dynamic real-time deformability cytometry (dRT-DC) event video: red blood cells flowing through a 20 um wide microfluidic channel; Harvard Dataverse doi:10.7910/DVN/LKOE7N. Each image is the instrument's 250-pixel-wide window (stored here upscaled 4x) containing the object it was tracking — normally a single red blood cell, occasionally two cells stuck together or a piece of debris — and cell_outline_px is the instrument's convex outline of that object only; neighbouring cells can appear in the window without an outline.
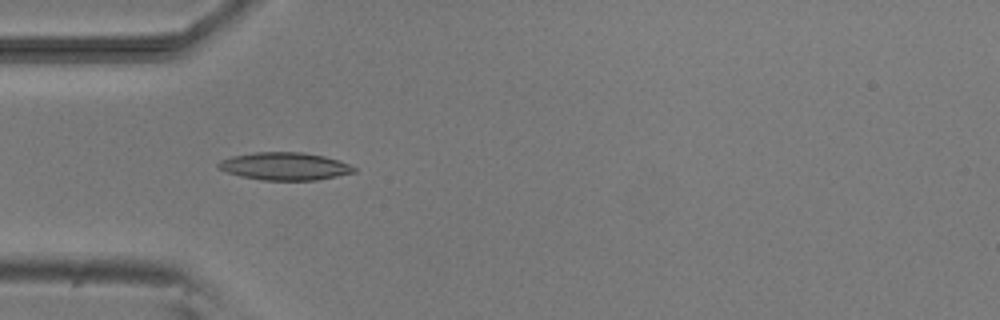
{"species": "common noctule bat (a hibernating species)", "species_latin": "Nyctalus noctula", "temperature_condition": "room temperature", "stored_images_in_passage": 6, "camera_frame_rate_fps": 3000, "um_per_image_px": 0.085, "animal": {"sex": "male", "body_mass_g": 20.5, "forearm_length_mm": 52.5}, "frame": {"image": 1, "passage_image": 5, "time_ms": 4.667, "image_size_px": [1000, 320], "cell_outline_px": [[356, 172], [316, 180], [264, 180], [240, 176], [228, 172], [220, 168], [216, 164], [220, 160], [232, 156], [256, 152], [304, 152], [324, 156], [340, 160], [356, 168]], "centroid_in_image_um": [24.22, 14.12], "position_along_channel_um": 60.8, "area_um2": 21.79}}